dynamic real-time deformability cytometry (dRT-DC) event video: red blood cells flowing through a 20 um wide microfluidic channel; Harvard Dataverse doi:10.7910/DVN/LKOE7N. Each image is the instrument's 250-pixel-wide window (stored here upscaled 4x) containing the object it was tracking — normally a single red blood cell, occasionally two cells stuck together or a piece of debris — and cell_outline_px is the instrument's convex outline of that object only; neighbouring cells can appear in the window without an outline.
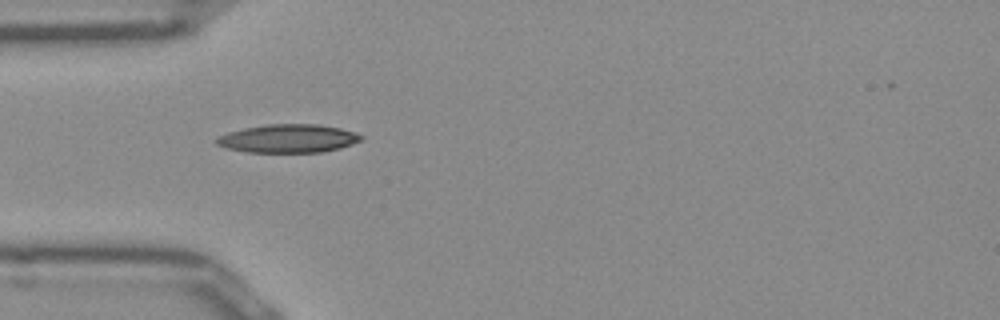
{"species": "Egyptian fruit bat (a non-hibernating species)", "species_latin": "Rousettus aegyptiacus", "temperature_condition": "room temperature", "stored_images_in_passage": 37, "camera_frame_rate_fps": 3000, "um_per_image_px": 0.085, "frame": {"image": 1, "passage_image": 1, "time_ms": 0.0, "image_size_px": [1000, 320], "cell_outline_px": [[364, 140], [340, 148], [320, 152], [248, 152], [224, 148], [216, 144], [216, 140], [220, 136], [228, 132], [244, 128], [268, 124], [316, 124], [340, 128], [356, 132], [364, 136]], "centroid_in_image_um": [24.53, 11.77], "position_along_channel_um": 60.5, "area_um2": 23.93}}
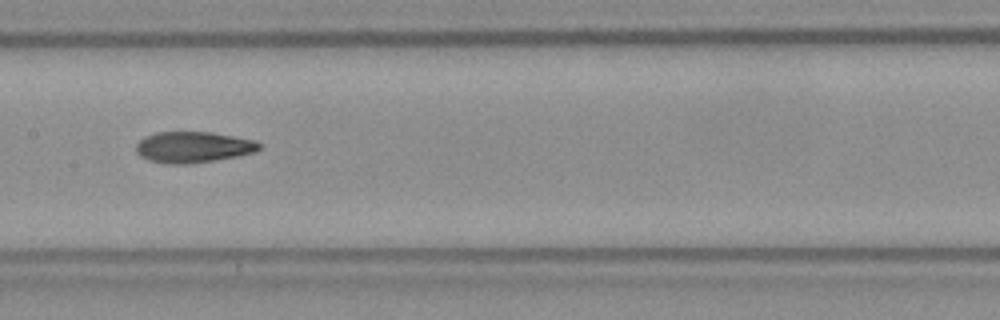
{"frame": {"image": 2, "passage_image": 11, "time_ms": 3.333, "image_size_px": [1000, 320], "cell_outline_px": [[260, 148], [252, 152], [236, 156], [212, 160], [184, 164], [168, 164], [148, 160], [140, 156], [136, 152], [136, 144], [144, 136], [156, 132], [212, 132], [256, 140], [260, 144]], "centroid_in_image_um": [16.37, 12.49], "position_along_channel_um": 191.0, "area_um2": 22.14}}
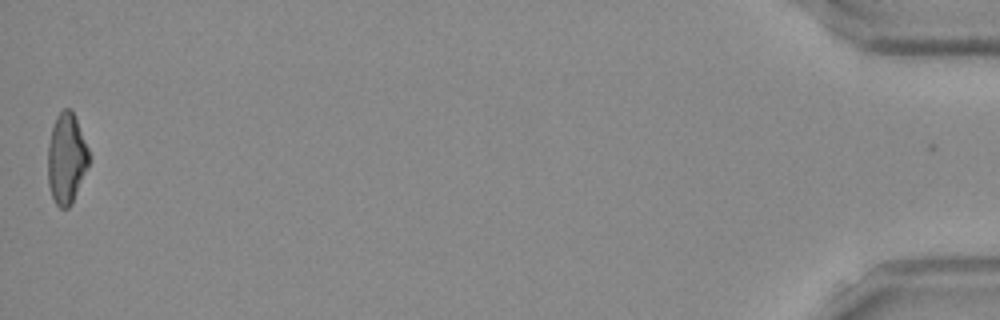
{"frame": {"image": 3, "passage_image": 37, "time_ms": 12.0, "image_size_px": [1000, 320], "cell_outline_px": [[92, 160], [68, 208], [60, 208], [56, 204], [52, 196], [48, 184], [48, 144], [52, 128], [56, 116], [64, 108], [72, 108], [88, 148]], "centroid_in_image_um": [5.66, 13.44], "position_along_channel_um": 429.5, "area_um2": 21.73}, "authors_computed_cell_mechanics": {"area_um2": 22.0218, "velocity_mm_per_s": 3.9277, "shape_relaxation_time_tau1_ms": null, "shape_relaxation_time_tau2_ms": 4.184, "deformation_change_tau1": null, "deformation_change_tau2": 0.129}}